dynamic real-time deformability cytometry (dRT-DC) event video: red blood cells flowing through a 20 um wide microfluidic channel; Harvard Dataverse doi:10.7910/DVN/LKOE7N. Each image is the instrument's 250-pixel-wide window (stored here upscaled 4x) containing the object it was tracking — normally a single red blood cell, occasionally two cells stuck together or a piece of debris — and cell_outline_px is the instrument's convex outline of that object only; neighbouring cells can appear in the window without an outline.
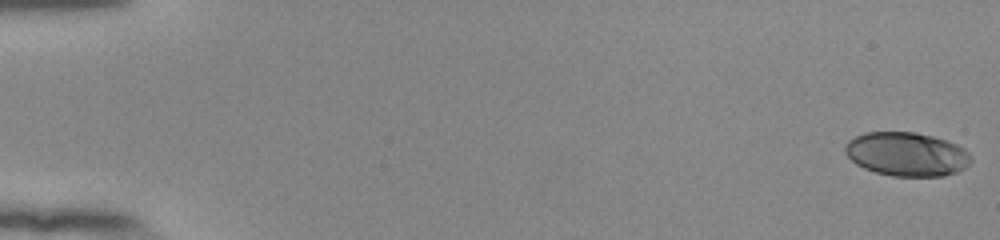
{"species": "human", "species_latin": "Homo sapiens", "temperature_condition": "room temperature", "stored_images_in_passage": 54, "camera_frame_rate_fps": 3000, "um_per_image_px": 0.085, "donor": {"sex": "female"}, "frame": {"image": 1, "passage_image": 1, "time_ms": 0.0, "image_size_px": [1000, 240], "cell_outline_px": [[972, 160], [964, 168], [956, 172], [944, 176], [892, 176], [876, 172], [864, 168], [856, 164], [844, 152], [844, 144], [848, 140], [864, 132], [916, 132], [932, 136], [956, 144], [964, 148], [972, 156]], "centroid_in_image_um": [77.05, 13.1], "position_along_channel_um": 7.9, "area_um2": 32.25}}
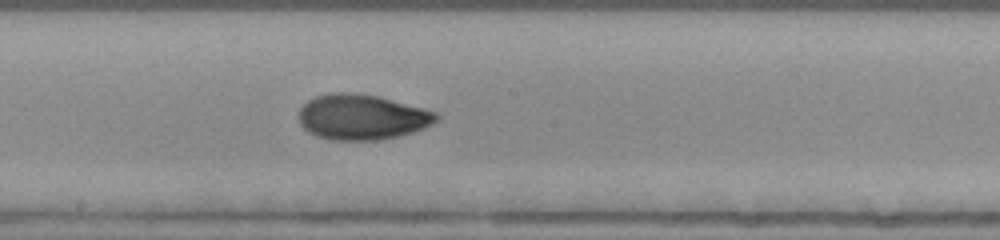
{"frame": {"image": 2, "passage_image": 31, "time_ms": 10.0, "image_size_px": [1000, 240], "cell_outline_px": [[440, 116], [432, 124], [424, 128], [412, 132], [396, 136], [376, 140], [332, 140], [316, 136], [308, 132], [300, 124], [300, 108], [308, 100], [316, 96], [336, 92], [348, 92], [376, 96], [424, 108], [436, 112]], "centroid_in_image_um": [30.76, 9.95], "position_along_channel_um": 217.4, "area_um2": 36.07}}
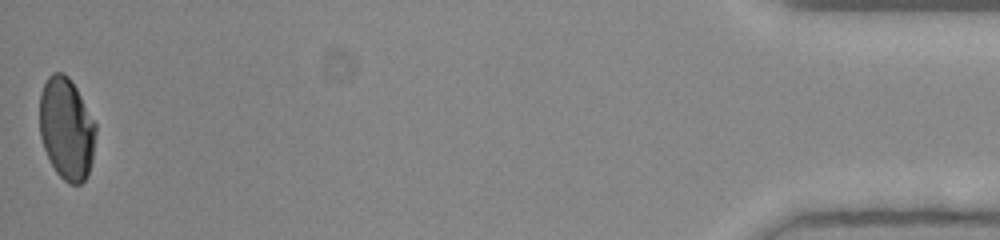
{"frame": {"image": 3, "passage_image": 54, "time_ms": 17.667, "image_size_px": [1000, 240], "cell_outline_px": [[96, 132], [92, 160], [88, 176], [80, 184], [68, 184], [56, 172], [44, 148], [40, 136], [40, 92], [48, 76], [52, 72], [64, 72], [72, 80], [96, 124]], "centroid_in_image_um": [5.66, 10.92], "position_along_channel_um": 429.5, "area_um2": 33.52}, "authors_computed_cell_mechanics": {"area_um2": 34.4199, "velocity_mm_per_s": 3.9005, "shape_relaxation_time_tau1_ms": 5.5798, "shape_relaxation_time_tau2_ms": 1.2165, "deformation_change_tau1": 0.1663, "deformation_change_tau2": 0.0483}}